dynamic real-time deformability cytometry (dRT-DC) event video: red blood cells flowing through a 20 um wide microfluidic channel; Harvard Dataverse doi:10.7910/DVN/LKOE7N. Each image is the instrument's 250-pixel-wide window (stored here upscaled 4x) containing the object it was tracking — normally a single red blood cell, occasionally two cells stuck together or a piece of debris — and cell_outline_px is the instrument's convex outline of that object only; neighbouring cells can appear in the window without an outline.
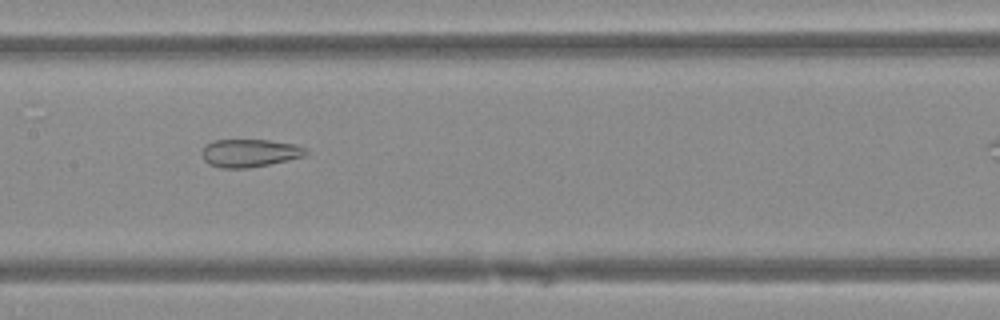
{"species": "Egyptian fruit bat (a non-hibernating species)", "species_latin": "Rousettus aegyptiacus", "temperature_condition": "warm", "stored_images_in_passage": 33, "camera_frame_rate_fps": 3000, "um_per_image_px": 0.085, "animal": {"sex": "female"}, "frame": {"image": 1, "passage_image": 17, "time_ms": 5.333, "image_size_px": [1000, 320], "cell_outline_px": [[308, 152], [304, 156], [288, 160], [248, 168], [220, 168], [208, 164], [204, 160], [200, 152], [204, 144], [212, 140], [268, 140], [296, 144], [304, 148]], "centroid_in_image_um": [21.16, 13.0], "position_along_channel_um": 186.2, "area_um2": 17.05}}
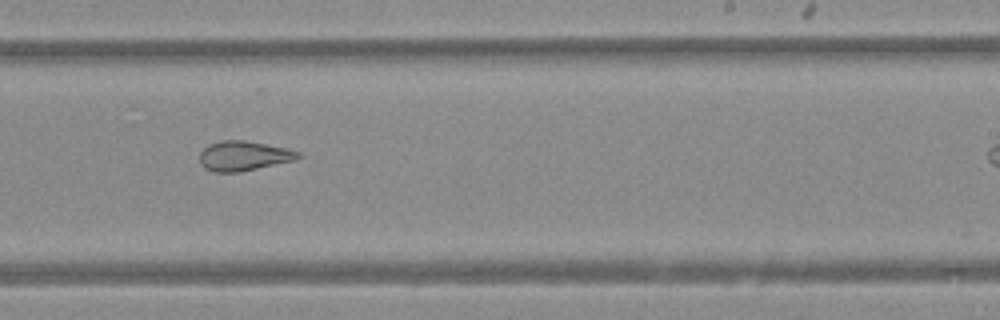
{"frame": {"image": 2, "passage_image": 23, "time_ms": 7.333, "image_size_px": [1000, 320], "cell_outline_px": [[300, 156], [292, 160], [240, 172], [212, 172], [204, 168], [200, 164], [200, 152], [208, 144], [220, 140], [244, 140], [288, 148], [300, 152]], "centroid_in_image_um": [20.65, 13.24], "position_along_channel_um": 268.3, "area_um2": 16.99}}
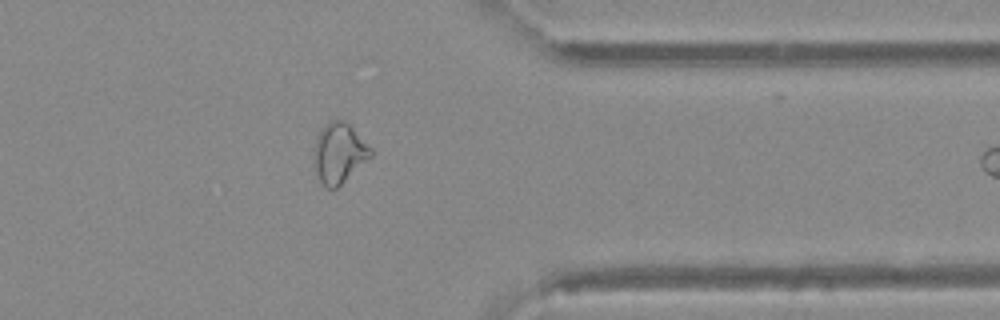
{"frame": {"image": 3, "passage_image": 32, "time_ms": 10.333, "image_size_px": [1000, 320], "cell_outline_px": [[372, 156], [336, 188], [328, 188], [320, 180], [316, 172], [312, 160], [312, 152], [316, 136], [320, 128], [328, 120], [344, 120], [372, 148]], "centroid_in_image_um": [28.77, 12.98], "position_along_channel_um": 382.6, "area_um2": 20.0}}